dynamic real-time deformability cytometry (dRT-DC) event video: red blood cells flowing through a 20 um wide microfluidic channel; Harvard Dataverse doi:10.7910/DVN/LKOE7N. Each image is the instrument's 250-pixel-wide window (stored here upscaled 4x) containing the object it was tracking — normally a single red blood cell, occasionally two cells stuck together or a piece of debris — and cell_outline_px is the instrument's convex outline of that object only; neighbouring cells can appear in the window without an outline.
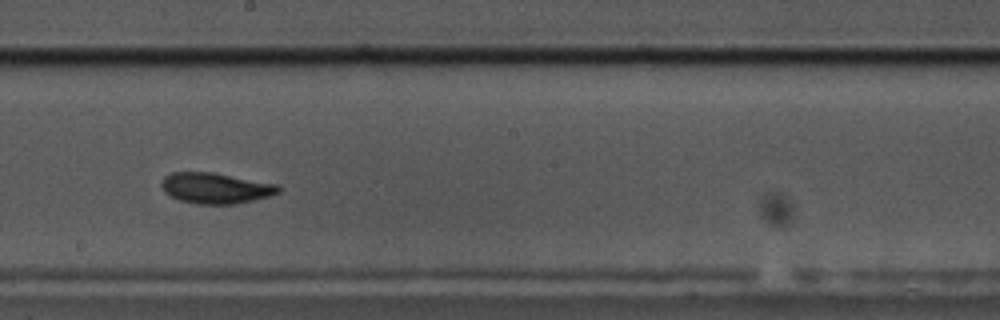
{"species": "common noctule bat (a hibernating species)", "species_latin": "Nyctalus noctula", "temperature_condition": "cold", "stored_images_in_passage": 52, "camera_frame_rate_fps": 3000, "um_per_image_px": 0.085, "animal": {"sex": "male", "body_mass_g": 17.5, "forearm_length_mm": 52.3}, "frame": {"image": 1, "passage_image": 26, "time_ms": 8.333, "image_size_px": [1000, 320], "cell_outline_px": [[280, 192], [268, 196], [236, 204], [196, 204], [180, 200], [164, 192], [160, 184], [160, 180], [164, 176], [172, 172], [212, 172], [276, 184], [280, 188]], "centroid_in_image_um": [18.27, 15.99], "position_along_channel_um": 229.9, "area_um2": 20.87}}
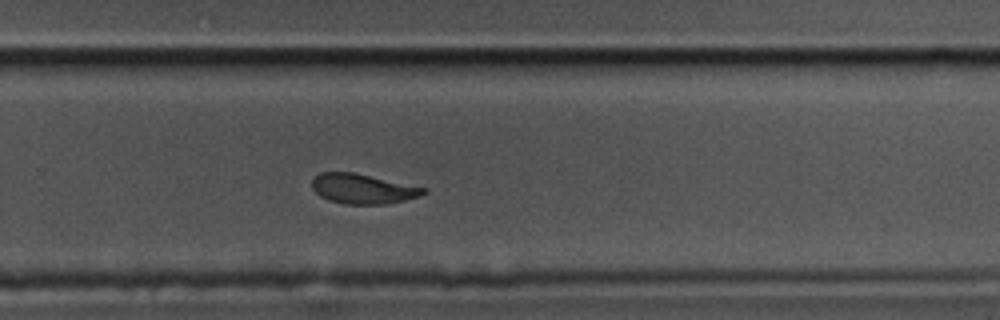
{"frame": {"image": 2, "passage_image": 32, "time_ms": 10.333, "image_size_px": [1000, 320], "cell_outline_px": [[428, 192], [420, 196], [404, 200], [384, 204], [344, 204], [328, 200], [320, 196], [312, 188], [312, 180], [320, 172], [352, 172], [428, 188]], "centroid_in_image_um": [30.85, 16.05], "position_along_channel_um": 299.0, "area_um2": 19.36}}
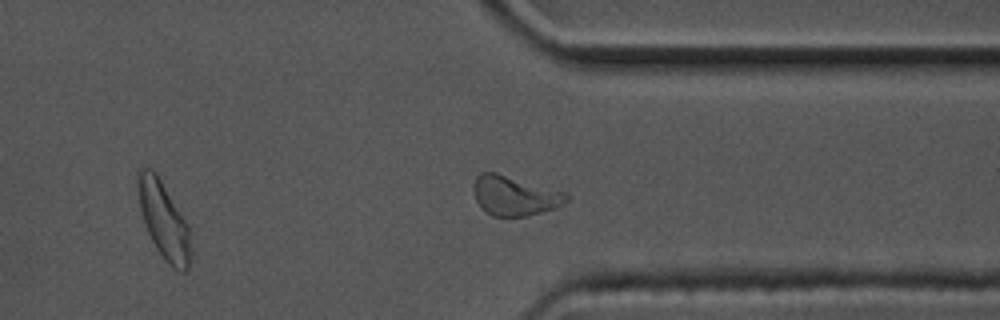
{"frame": {"image": 3, "passage_image": 38, "time_ms": 12.333, "image_size_px": [1000, 320], "cell_outline_px": [[568, 200], [556, 208], [528, 216], [492, 216], [484, 212], [480, 208], [476, 200], [472, 188], [476, 176], [480, 172], [496, 172], [568, 192]], "centroid_in_image_um": [43.73, 16.63], "position_along_channel_um": 367.7, "area_um2": 21.85}, "authors_computed_cell_mechanics": {"area_um2": 20.7791, "velocity_mm_per_s": 3.4569, "shape_relaxation_time_tau1_ms": 2.6363, "shape_relaxation_time_tau2_ms": 2.0466, "deformation_change_tau1": 0.1321, "deformation_change_tau2": 0.076}}